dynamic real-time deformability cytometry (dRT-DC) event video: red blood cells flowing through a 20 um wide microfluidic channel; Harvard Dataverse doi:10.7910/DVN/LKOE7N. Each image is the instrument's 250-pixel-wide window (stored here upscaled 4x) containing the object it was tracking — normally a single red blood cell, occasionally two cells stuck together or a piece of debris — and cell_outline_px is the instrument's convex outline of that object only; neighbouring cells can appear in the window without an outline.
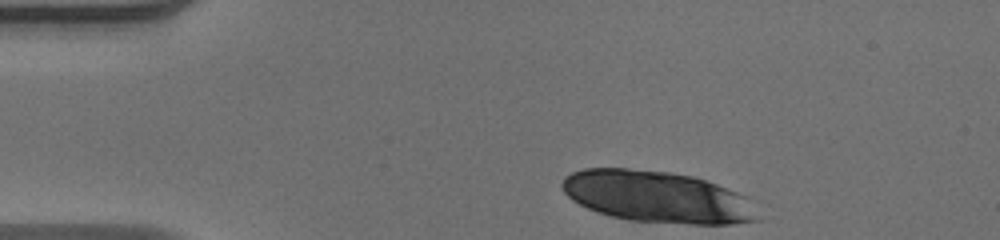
{"species": "human", "species_latin": "Homo sapiens", "temperature_condition": "warm", "stored_images_in_passage": 36, "camera_frame_rate_fps": 3000, "um_per_image_px": 0.085, "donor": {"sex": "male"}, "frame": {"image": 1, "passage_image": 1, "time_ms": 0.0, "image_size_px": [1000, 240], "cell_outline_px": [[764, 220], [732, 224], [688, 224], [628, 220], [596, 212], [572, 200], [564, 192], [560, 184], [564, 176], [572, 172], [584, 168], [628, 168], [672, 172], [692, 176], [716, 184], [748, 196]], "centroid_in_image_um": [55.91, 16.74], "position_along_channel_um": 29.1, "area_um2": 59.42}}